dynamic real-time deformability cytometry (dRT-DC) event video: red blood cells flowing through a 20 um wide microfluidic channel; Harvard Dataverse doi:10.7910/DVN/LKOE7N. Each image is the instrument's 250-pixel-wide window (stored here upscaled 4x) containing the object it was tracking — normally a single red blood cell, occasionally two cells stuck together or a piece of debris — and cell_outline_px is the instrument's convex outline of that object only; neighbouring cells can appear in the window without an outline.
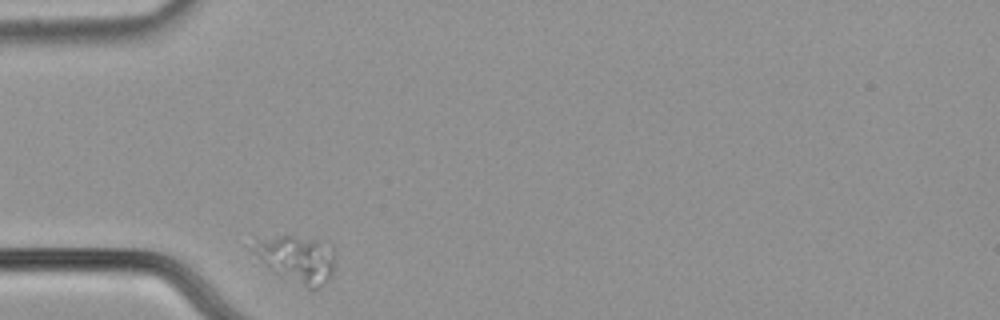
{"species": "common noctule bat (a hibernating species)", "species_latin": "Nyctalus noctula", "temperature_condition": "cold", "stored_images_in_passage": 25, "camera_frame_rate_fps": 3000, "um_per_image_px": 0.085, "animal": {"sex": "male", "body_mass_g": 21.5, "forearm_length_mm": 52.0}, "frame": {"image": 1, "passage_image": 1, "time_ms": 0.0, "image_size_px": [1000, 320], "cell_outline_px": [[332, 276], [316, 288], [308, 288], [268, 268], [248, 248], [256, 240], [280, 236], [292, 236], [328, 240], [332, 244]], "centroid_in_image_um": [25.22, 21.96], "position_along_channel_um": 59.8, "area_um2": 22.14}}
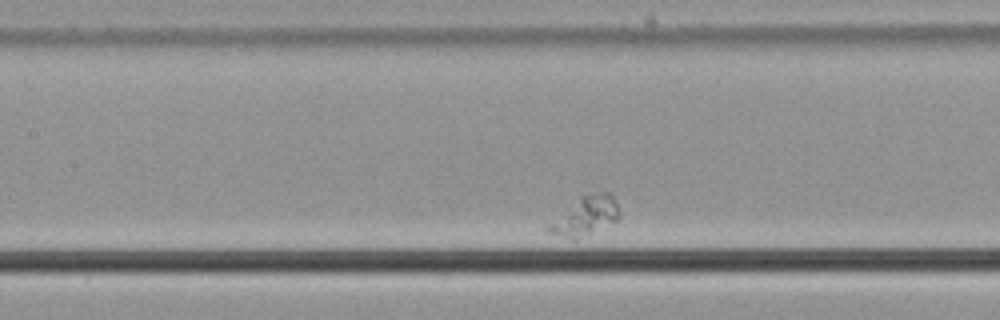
{"frame": {"image": 2, "passage_image": 11, "time_ms": 3.333, "image_size_px": [1000, 320], "cell_outline_px": [[620, 216], [616, 220], [576, 240], [572, 240], [548, 232], [544, 228], [548, 224], [580, 196], [600, 192], [612, 192], [620, 212]], "centroid_in_image_um": [49.75, 18.36], "position_along_channel_um": 157.7, "area_um2": 15.84}}
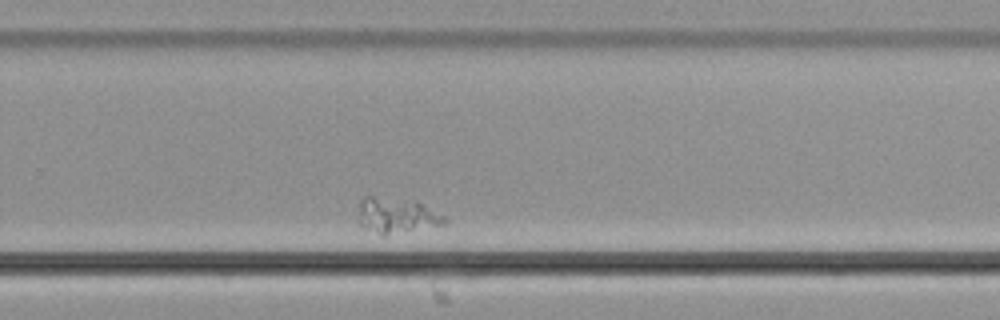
{"frame": {"image": 3, "passage_image": 24, "time_ms": 7.667, "image_size_px": [1000, 320], "cell_outline_px": [[448, 224], [384, 236], [360, 224], [360, 200], [364, 196], [372, 196], [416, 200], [444, 216], [448, 220]], "centroid_in_image_um": [33.78, 18.31], "position_along_channel_um": 296.0, "area_um2": 17.86}}